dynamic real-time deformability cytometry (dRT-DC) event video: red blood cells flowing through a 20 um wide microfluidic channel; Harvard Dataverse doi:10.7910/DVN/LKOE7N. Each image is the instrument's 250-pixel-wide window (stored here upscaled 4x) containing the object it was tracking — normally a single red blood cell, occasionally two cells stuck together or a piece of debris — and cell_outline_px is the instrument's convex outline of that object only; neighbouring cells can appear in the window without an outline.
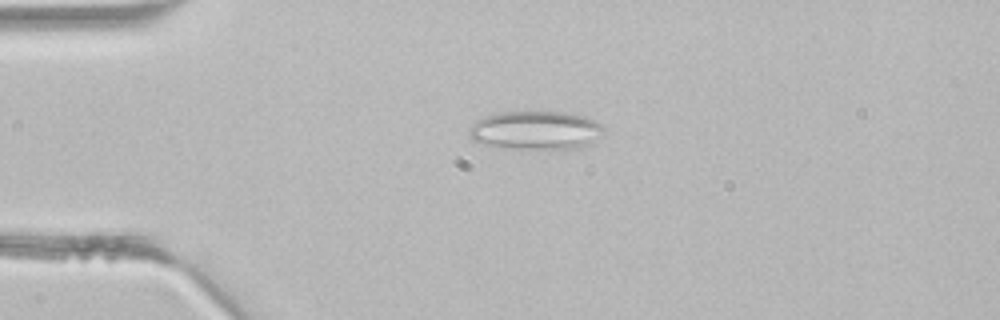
{"species": "common noctule bat (a hibernating species)", "species_latin": "Nyctalus noctula", "temperature_condition": "room temperature", "stored_images_in_passage": 1, "camera_frame_rate_fps": 3000, "um_per_image_px": 0.085, "animal": {"sex": "male", "body_mass_g": 21.5, "forearm_length_mm": 52.0}, "frame": {"image": 1, "passage_image": 1, "time_ms": 0.0, "image_size_px": [1000, 320], "cell_outline_px": [[604, 128], [592, 140], [576, 148], [496, 148], [472, 140], [468, 132], [472, 124], [476, 120], [484, 116], [500, 112], [564, 112], [584, 116], [604, 124]], "centroid_in_image_um": [45.45, 11.06], "position_along_channel_um": 39.6, "area_um2": 29.88}}